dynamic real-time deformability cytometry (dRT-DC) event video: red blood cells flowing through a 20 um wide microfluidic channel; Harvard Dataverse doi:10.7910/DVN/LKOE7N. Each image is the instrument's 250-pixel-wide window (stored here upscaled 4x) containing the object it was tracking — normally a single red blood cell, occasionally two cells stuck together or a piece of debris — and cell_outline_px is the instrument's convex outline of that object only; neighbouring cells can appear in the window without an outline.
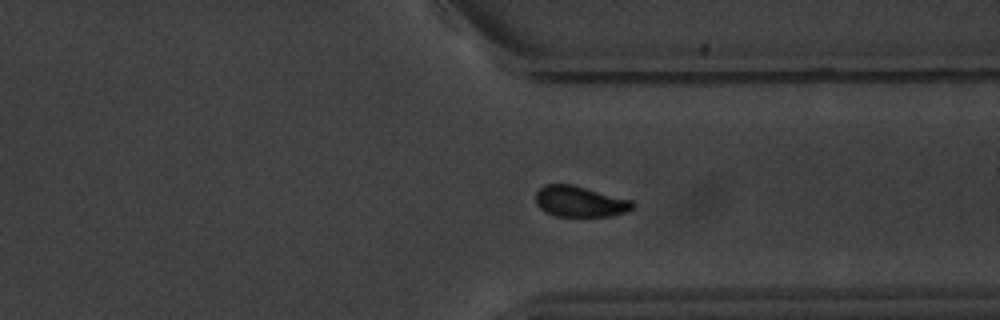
{"species": "common noctule bat (a hibernating species)", "species_latin": "Nyctalus noctula", "temperature_condition": "warm", "stored_images_in_passage": 51, "camera_frame_rate_fps": 3000, "um_per_image_px": 0.085, "animal": {"sex": "male", "body_mass_g": 20.1, "forearm_length_mm": 53.5}, "frame": {"image": 1, "passage_image": 37, "time_ms": 12.0, "image_size_px": [1000, 320], "cell_outline_px": [[636, 208], [628, 212], [612, 216], [556, 216], [544, 212], [536, 204], [536, 192], [544, 184], [572, 184], [632, 200], [636, 204]], "centroid_in_image_um": [49.33, 17.13], "position_along_channel_um": 362.1, "area_um2": 17.69}, "authors_computed_cell_mechanics": {"area_um2": 17.629, "velocity_mm_per_s": 3.7495, "shape_relaxation_time_tau1_ms": 2.2484, "shape_relaxation_time_tau2_ms": 4.376, "deformation_change_tau1": 0.1119, "deformation_change_tau2": 0.0817}}